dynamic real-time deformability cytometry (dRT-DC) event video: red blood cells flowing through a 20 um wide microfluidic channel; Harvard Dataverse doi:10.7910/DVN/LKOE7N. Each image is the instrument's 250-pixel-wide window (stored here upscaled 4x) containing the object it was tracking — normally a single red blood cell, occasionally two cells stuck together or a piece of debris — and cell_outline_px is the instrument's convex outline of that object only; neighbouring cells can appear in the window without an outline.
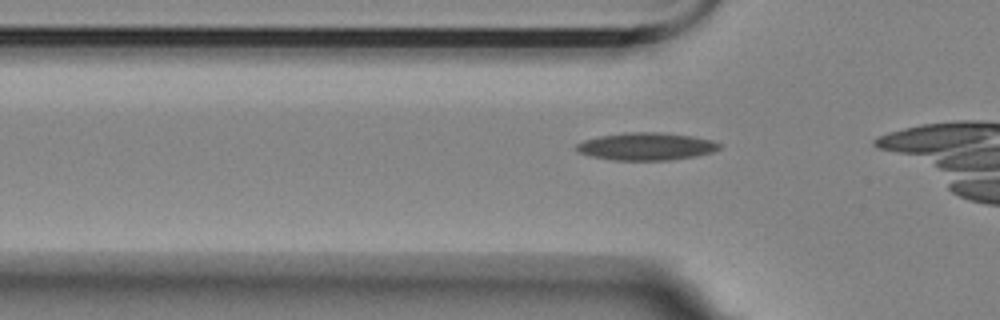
{"species": "Egyptian fruit bat (a non-hibernating species)", "species_latin": "Rousettus aegyptiacus", "temperature_condition": "room temperature", "stored_images_in_passage": 7, "camera_frame_rate_fps": 3000, "um_per_image_px": 0.085, "animal": {"sex": "female"}, "frame": {"image": 1, "passage_image": 5, "time_ms": 1.333, "image_size_px": [1000, 320], "cell_outline_px": [[720, 148], [712, 152], [696, 156], [672, 160], [612, 160], [592, 156], [576, 152], [576, 144], [584, 140], [600, 136], [624, 132], [656, 132], [692, 136], [712, 140], [720, 144]], "centroid_in_image_um": [54.91, 12.45], "position_along_channel_um": 70.9, "area_um2": 22.95}}